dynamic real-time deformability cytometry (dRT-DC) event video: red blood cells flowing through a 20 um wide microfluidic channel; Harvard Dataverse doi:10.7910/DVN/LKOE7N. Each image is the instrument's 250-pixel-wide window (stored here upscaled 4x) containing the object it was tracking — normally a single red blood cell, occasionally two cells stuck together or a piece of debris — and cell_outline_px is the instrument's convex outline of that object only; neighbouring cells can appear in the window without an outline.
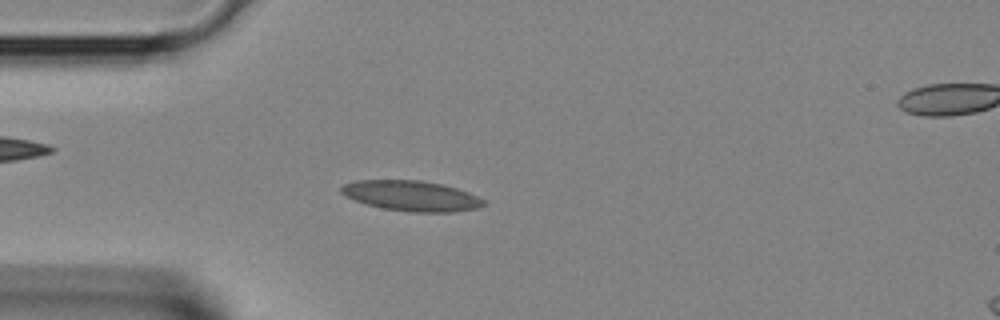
{"species": "Egyptian fruit bat (a non-hibernating species)", "species_latin": "Rousettus aegyptiacus", "temperature_condition": "room temperature", "stored_images_in_passage": 27, "camera_frame_rate_fps": 3000, "um_per_image_px": 0.085, "animal": {"sex": "female"}, "frame": {"image": 1, "passage_image": 7, "time_ms": 2.0, "image_size_px": [1000, 320], "cell_outline_px": [[488, 204], [476, 208], [456, 212], [408, 212], [384, 208], [368, 204], [356, 200], [340, 192], [340, 188], [344, 184], [356, 180], [420, 180], [444, 184], [468, 192], [484, 200]], "centroid_in_image_um": [35.0, 16.64], "position_along_channel_um": 50.0, "area_um2": 25.09}}
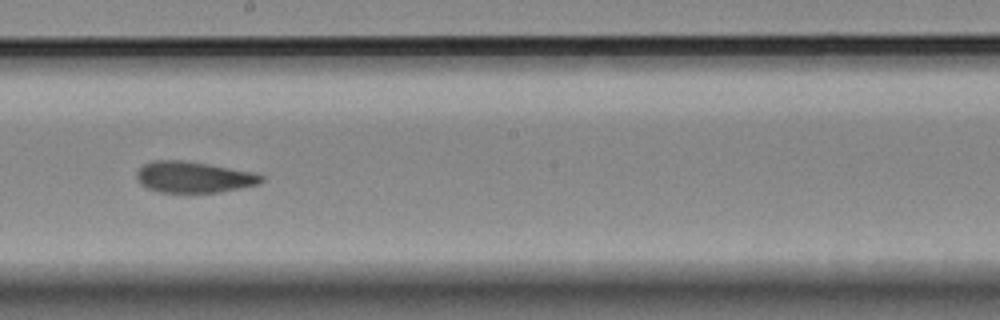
{"frame": {"image": 2, "passage_image": 18, "time_ms": 5.667, "image_size_px": [1000, 320], "cell_outline_px": [[264, 180], [260, 184], [220, 192], [160, 192], [148, 188], [140, 184], [136, 180], [136, 172], [144, 164], [152, 160], [184, 160], [256, 172], [264, 176]], "centroid_in_image_um": [16.48, 15.05], "position_along_channel_um": 231.7, "area_um2": 22.83}}
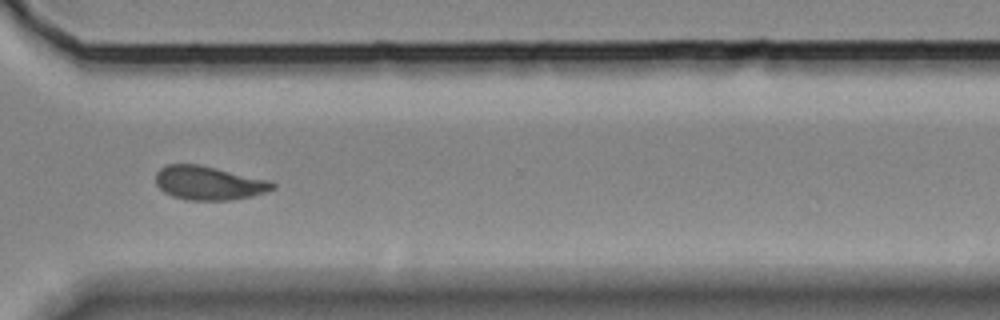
{"frame": {"image": 3, "passage_image": 25, "time_ms": 8.0, "image_size_px": [1000, 320], "cell_outline_px": [[276, 188], [268, 192], [252, 196], [228, 200], [188, 200], [172, 196], [164, 192], [156, 184], [156, 172], [160, 168], [168, 164], [200, 164], [272, 180], [276, 184]], "centroid_in_image_um": [17.79, 15.55], "position_along_channel_um": 352.8, "area_um2": 23.35}}